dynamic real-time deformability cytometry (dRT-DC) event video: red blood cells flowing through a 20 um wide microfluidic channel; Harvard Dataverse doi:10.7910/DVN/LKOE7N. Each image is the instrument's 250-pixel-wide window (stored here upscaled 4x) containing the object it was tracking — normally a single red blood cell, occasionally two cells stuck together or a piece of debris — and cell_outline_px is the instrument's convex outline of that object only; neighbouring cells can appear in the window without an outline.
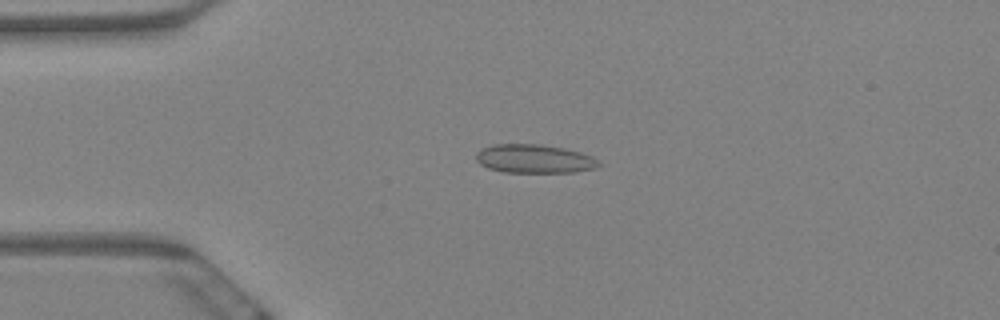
{"species": "Egyptian fruit bat (a non-hibernating species)", "species_latin": "Rousettus aegyptiacus", "temperature_condition": "warm", "stored_images_in_passage": 5, "camera_frame_rate_fps": 3000, "um_per_image_px": 0.085, "animal": {"sex": "female"}, "frame": {"image": 1, "passage_image": 4, "time_ms": 1.0, "image_size_px": [1000, 320], "cell_outline_px": [[604, 164], [596, 168], [576, 172], [504, 172], [488, 168], [480, 164], [476, 160], [476, 152], [480, 148], [492, 144], [540, 144], [564, 148], [580, 152], [592, 156]], "centroid_in_image_um": [45.42, 13.49], "position_along_channel_um": 39.6, "area_um2": 20.75}}